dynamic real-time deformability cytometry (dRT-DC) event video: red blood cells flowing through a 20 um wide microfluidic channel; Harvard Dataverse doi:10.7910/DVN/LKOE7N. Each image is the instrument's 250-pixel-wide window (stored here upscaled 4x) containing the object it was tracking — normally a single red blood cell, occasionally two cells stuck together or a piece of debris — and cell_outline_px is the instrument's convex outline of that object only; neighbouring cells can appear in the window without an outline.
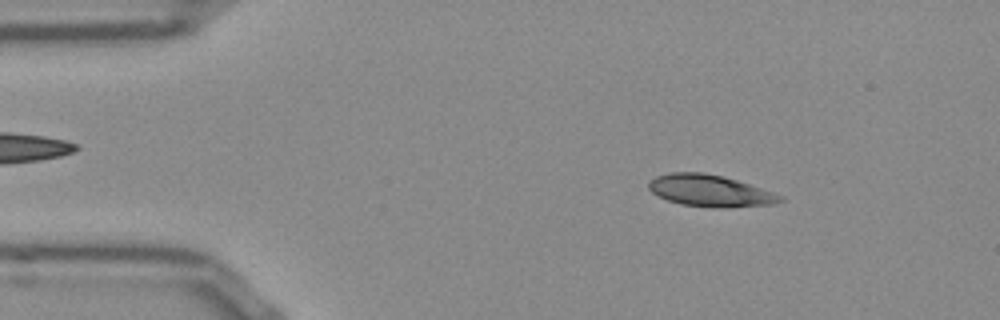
{"species": "Egyptian fruit bat (a non-hibernating species)", "species_latin": "Rousettus aegyptiacus", "temperature_condition": "room temperature", "stored_images_in_passage": 51, "camera_frame_rate_fps": 3000, "um_per_image_px": 0.085, "frame": {"image": 1, "passage_image": 7, "time_ms": 2.0, "image_size_px": [1000, 320], "cell_outline_px": [[784, 200], [776, 204], [720, 208], [712, 208], [680, 204], [668, 200], [652, 192], [648, 188], [648, 184], [656, 176], [668, 172], [704, 172], [736, 180], [784, 196]], "centroid_in_image_um": [60.35, 16.22], "position_along_channel_um": 24.6, "area_um2": 24.22}}
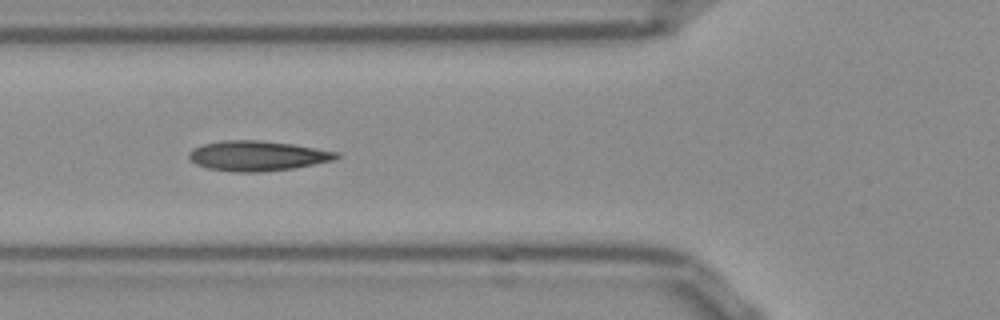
{"frame": {"image": 2, "passage_image": 18, "time_ms": 5.667, "image_size_px": [1000, 320], "cell_outline_px": [[340, 156], [332, 160], [292, 168], [260, 172], [236, 172], [208, 168], [196, 164], [188, 156], [188, 152], [192, 148], [204, 144], [220, 140], [260, 140], [292, 144], [340, 152]], "centroid_in_image_um": [21.85, 13.23], "position_along_channel_um": 103.9, "area_um2": 25.66}}
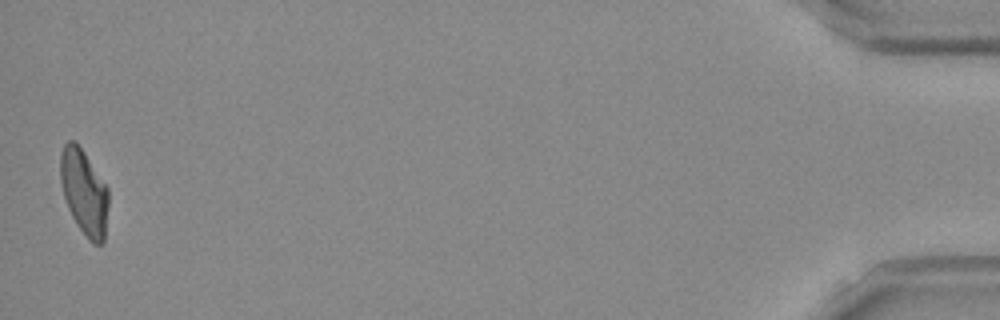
{"frame": {"image": 3, "passage_image": 51, "time_ms": 16.667, "image_size_px": [1000, 320], "cell_outline_px": [[108, 204], [104, 244], [92, 244], [88, 240], [76, 224], [68, 208], [64, 196], [60, 180], [60, 152], [64, 144], [68, 140], [72, 140], [84, 152], [108, 188]], "centroid_in_image_um": [7.14, 16.37], "position_along_channel_um": 428.1, "area_um2": 23.93}, "authors_computed_cell_mechanics": {"area_um2": 24.4494, "velocity_mm_per_s": 3.8319, "shape_relaxation_time_tau1_ms": 8.5686, "shape_relaxation_time_tau2_ms": 1.1304, "deformation_change_tau1": 0.2363, "deformation_change_tau2": 0.0735}}